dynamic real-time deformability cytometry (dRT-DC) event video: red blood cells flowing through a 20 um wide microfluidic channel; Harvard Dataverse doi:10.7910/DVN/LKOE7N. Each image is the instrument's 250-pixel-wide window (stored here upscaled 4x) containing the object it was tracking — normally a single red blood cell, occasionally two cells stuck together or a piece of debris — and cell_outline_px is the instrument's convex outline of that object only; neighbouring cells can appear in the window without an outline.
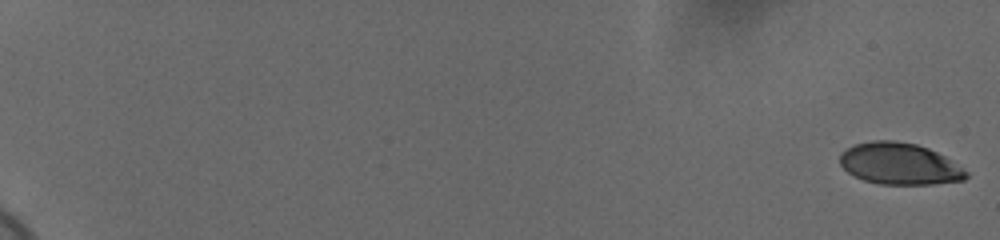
{"species": "human", "species_latin": "Homo sapiens", "temperature_condition": "cold", "stored_images_in_passage": 59, "camera_frame_rate_fps": 3000, "um_per_image_px": 0.085, "donor": {"sex": "female"}, "frame": {"image": 1, "passage_image": 1, "time_ms": 0.0, "image_size_px": [1000, 240], "cell_outline_px": [[968, 176], [964, 180], [932, 184], [880, 184], [864, 180], [848, 172], [840, 164], [840, 152], [856, 144], [872, 140], [896, 140], [916, 144], [928, 148], [944, 156], [968, 172]], "centroid_in_image_um": [76.45, 13.91], "position_along_channel_um": 8.6, "area_um2": 30.46}}
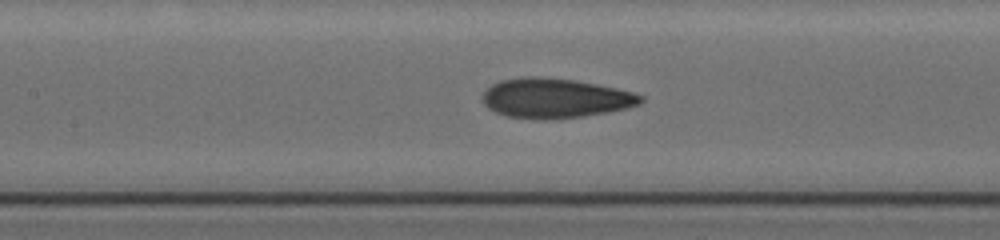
{"frame": {"image": 2, "passage_image": 32, "time_ms": 10.333, "image_size_px": [1000, 240], "cell_outline_px": [[644, 100], [640, 104], [628, 108], [608, 112], [584, 116], [544, 120], [536, 120], [508, 116], [496, 112], [488, 108], [484, 104], [484, 92], [492, 84], [500, 80], [524, 76], [536, 76], [572, 80], [616, 88], [632, 92], [644, 96]], "centroid_in_image_um": [47.2, 8.35], "position_along_channel_um": 160.2, "area_um2": 36.53}}
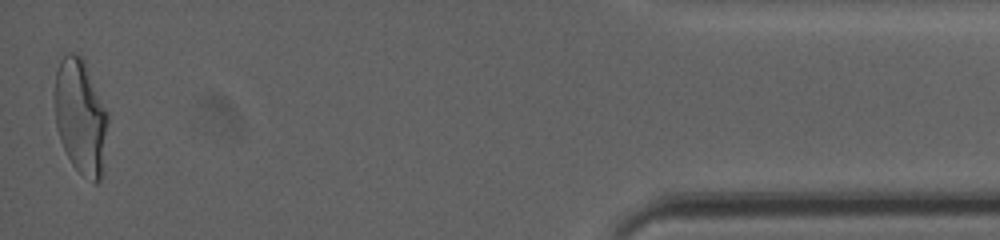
{"frame": {"image": 3, "passage_image": 59, "time_ms": 19.333, "image_size_px": [1000, 240], "cell_outline_px": [[108, 120], [104, 172], [100, 180], [96, 184], [92, 184], [72, 164], [60, 140], [56, 128], [56, 72], [60, 60], [68, 52], [76, 52], [84, 56], [108, 112]], "centroid_in_image_um": [6.9, 9.92], "position_along_channel_um": 428.3, "area_um2": 36.24}, "authors_computed_cell_mechanics": {"area_um2": 34.3332, "velocity_mm_per_s": 3.6979, "shape_relaxation_time_tau1_ms": 5.1219, "shape_relaxation_time_tau2_ms": 1.2578, "deformation_change_tau1": 0.1857, "deformation_change_tau2": 0.0673}}